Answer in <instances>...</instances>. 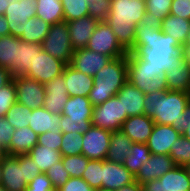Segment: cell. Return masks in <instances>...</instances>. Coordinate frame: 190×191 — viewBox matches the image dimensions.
<instances>
[{"label":"cell","mask_w":190,"mask_h":191,"mask_svg":"<svg viewBox=\"0 0 190 191\" xmlns=\"http://www.w3.org/2000/svg\"><path fill=\"white\" fill-rule=\"evenodd\" d=\"M146 65L167 72L175 64H187L182 45L160 29V23L148 19L136 26L134 47L129 51Z\"/></svg>","instance_id":"obj_1"},{"label":"cell","mask_w":190,"mask_h":191,"mask_svg":"<svg viewBox=\"0 0 190 191\" xmlns=\"http://www.w3.org/2000/svg\"><path fill=\"white\" fill-rule=\"evenodd\" d=\"M145 7L144 0H111L106 22L127 52L134 47L136 26L147 19Z\"/></svg>","instance_id":"obj_2"},{"label":"cell","mask_w":190,"mask_h":191,"mask_svg":"<svg viewBox=\"0 0 190 191\" xmlns=\"http://www.w3.org/2000/svg\"><path fill=\"white\" fill-rule=\"evenodd\" d=\"M189 103L187 92L156 91L144 95V114L156 124L174 126L180 130V118Z\"/></svg>","instance_id":"obj_3"},{"label":"cell","mask_w":190,"mask_h":191,"mask_svg":"<svg viewBox=\"0 0 190 191\" xmlns=\"http://www.w3.org/2000/svg\"><path fill=\"white\" fill-rule=\"evenodd\" d=\"M127 56L111 59L108 64L94 75V83L88 99L98 106L115 96L128 82Z\"/></svg>","instance_id":"obj_4"},{"label":"cell","mask_w":190,"mask_h":191,"mask_svg":"<svg viewBox=\"0 0 190 191\" xmlns=\"http://www.w3.org/2000/svg\"><path fill=\"white\" fill-rule=\"evenodd\" d=\"M41 171L29 154L8 155L1 165V187L7 191H26L28 183Z\"/></svg>","instance_id":"obj_5"},{"label":"cell","mask_w":190,"mask_h":191,"mask_svg":"<svg viewBox=\"0 0 190 191\" xmlns=\"http://www.w3.org/2000/svg\"><path fill=\"white\" fill-rule=\"evenodd\" d=\"M127 72L128 82L144 94L168 90L166 72L146 65V61L137 58L132 52L127 53Z\"/></svg>","instance_id":"obj_6"},{"label":"cell","mask_w":190,"mask_h":191,"mask_svg":"<svg viewBox=\"0 0 190 191\" xmlns=\"http://www.w3.org/2000/svg\"><path fill=\"white\" fill-rule=\"evenodd\" d=\"M93 108L88 97L69 96L59 121L60 132L84 134L91 126Z\"/></svg>","instance_id":"obj_7"},{"label":"cell","mask_w":190,"mask_h":191,"mask_svg":"<svg viewBox=\"0 0 190 191\" xmlns=\"http://www.w3.org/2000/svg\"><path fill=\"white\" fill-rule=\"evenodd\" d=\"M42 48L53 57L70 64L75 49L70 41V32L66 21L51 25L42 43Z\"/></svg>","instance_id":"obj_8"},{"label":"cell","mask_w":190,"mask_h":191,"mask_svg":"<svg viewBox=\"0 0 190 191\" xmlns=\"http://www.w3.org/2000/svg\"><path fill=\"white\" fill-rule=\"evenodd\" d=\"M127 118V113H123L122 103L113 96L104 103L94 106L91 125L114 132L121 129Z\"/></svg>","instance_id":"obj_9"},{"label":"cell","mask_w":190,"mask_h":191,"mask_svg":"<svg viewBox=\"0 0 190 191\" xmlns=\"http://www.w3.org/2000/svg\"><path fill=\"white\" fill-rule=\"evenodd\" d=\"M86 48L96 53L108 55L112 59L127 56L128 53L117 41L111 26L106 21L98 22Z\"/></svg>","instance_id":"obj_10"},{"label":"cell","mask_w":190,"mask_h":191,"mask_svg":"<svg viewBox=\"0 0 190 191\" xmlns=\"http://www.w3.org/2000/svg\"><path fill=\"white\" fill-rule=\"evenodd\" d=\"M66 65L65 62L53 57L42 49L41 51H36L33 65L30 66L25 76L44 85L55 77L62 75Z\"/></svg>","instance_id":"obj_11"},{"label":"cell","mask_w":190,"mask_h":191,"mask_svg":"<svg viewBox=\"0 0 190 191\" xmlns=\"http://www.w3.org/2000/svg\"><path fill=\"white\" fill-rule=\"evenodd\" d=\"M16 101L30 109L43 107L45 88L40 82L25 75L13 77Z\"/></svg>","instance_id":"obj_12"},{"label":"cell","mask_w":190,"mask_h":191,"mask_svg":"<svg viewBox=\"0 0 190 191\" xmlns=\"http://www.w3.org/2000/svg\"><path fill=\"white\" fill-rule=\"evenodd\" d=\"M37 0H9L4 16L9 24L10 35L20 37L26 20L36 16Z\"/></svg>","instance_id":"obj_13"},{"label":"cell","mask_w":190,"mask_h":191,"mask_svg":"<svg viewBox=\"0 0 190 191\" xmlns=\"http://www.w3.org/2000/svg\"><path fill=\"white\" fill-rule=\"evenodd\" d=\"M111 131L91 125L83 134L82 155L88 159L105 160Z\"/></svg>","instance_id":"obj_14"},{"label":"cell","mask_w":190,"mask_h":191,"mask_svg":"<svg viewBox=\"0 0 190 191\" xmlns=\"http://www.w3.org/2000/svg\"><path fill=\"white\" fill-rule=\"evenodd\" d=\"M111 59L108 55L96 53L85 47L74 51L69 65L79 72L94 77Z\"/></svg>","instance_id":"obj_15"},{"label":"cell","mask_w":190,"mask_h":191,"mask_svg":"<svg viewBox=\"0 0 190 191\" xmlns=\"http://www.w3.org/2000/svg\"><path fill=\"white\" fill-rule=\"evenodd\" d=\"M176 165L170 155L151 154L149 160L145 161L140 167L135 181L140 185L148 181L159 179L166 172L174 168Z\"/></svg>","instance_id":"obj_16"},{"label":"cell","mask_w":190,"mask_h":191,"mask_svg":"<svg viewBox=\"0 0 190 191\" xmlns=\"http://www.w3.org/2000/svg\"><path fill=\"white\" fill-rule=\"evenodd\" d=\"M181 135L182 133L174 126L155 123L146 145L151 154L170 155L171 145Z\"/></svg>","instance_id":"obj_17"},{"label":"cell","mask_w":190,"mask_h":191,"mask_svg":"<svg viewBox=\"0 0 190 191\" xmlns=\"http://www.w3.org/2000/svg\"><path fill=\"white\" fill-rule=\"evenodd\" d=\"M135 182V176L121 163L102 160V188L118 190Z\"/></svg>","instance_id":"obj_18"},{"label":"cell","mask_w":190,"mask_h":191,"mask_svg":"<svg viewBox=\"0 0 190 191\" xmlns=\"http://www.w3.org/2000/svg\"><path fill=\"white\" fill-rule=\"evenodd\" d=\"M45 100L43 107L53 114H62L64 106L69 99L65 85V77L60 75L44 84Z\"/></svg>","instance_id":"obj_19"},{"label":"cell","mask_w":190,"mask_h":191,"mask_svg":"<svg viewBox=\"0 0 190 191\" xmlns=\"http://www.w3.org/2000/svg\"><path fill=\"white\" fill-rule=\"evenodd\" d=\"M155 122L145 114L128 117L122 124V131L134 143L146 144Z\"/></svg>","instance_id":"obj_20"},{"label":"cell","mask_w":190,"mask_h":191,"mask_svg":"<svg viewBox=\"0 0 190 191\" xmlns=\"http://www.w3.org/2000/svg\"><path fill=\"white\" fill-rule=\"evenodd\" d=\"M42 44L19 40L16 43V61L9 68L13 77L25 75L35 60L36 51H41Z\"/></svg>","instance_id":"obj_21"},{"label":"cell","mask_w":190,"mask_h":191,"mask_svg":"<svg viewBox=\"0 0 190 191\" xmlns=\"http://www.w3.org/2000/svg\"><path fill=\"white\" fill-rule=\"evenodd\" d=\"M98 22L99 21L93 19L91 16L66 21L70 32V41L75 50L87 46Z\"/></svg>","instance_id":"obj_22"},{"label":"cell","mask_w":190,"mask_h":191,"mask_svg":"<svg viewBox=\"0 0 190 191\" xmlns=\"http://www.w3.org/2000/svg\"><path fill=\"white\" fill-rule=\"evenodd\" d=\"M65 77V85L69 96L88 97L94 83V77L77 71L67 64L63 74Z\"/></svg>","instance_id":"obj_23"},{"label":"cell","mask_w":190,"mask_h":191,"mask_svg":"<svg viewBox=\"0 0 190 191\" xmlns=\"http://www.w3.org/2000/svg\"><path fill=\"white\" fill-rule=\"evenodd\" d=\"M144 93L127 82L115 95L123 106V113L128 117L144 114Z\"/></svg>","instance_id":"obj_24"},{"label":"cell","mask_w":190,"mask_h":191,"mask_svg":"<svg viewBox=\"0 0 190 191\" xmlns=\"http://www.w3.org/2000/svg\"><path fill=\"white\" fill-rule=\"evenodd\" d=\"M60 118V114H53L44 107L35 108L32 109L28 126L38 135L50 130L60 132Z\"/></svg>","instance_id":"obj_25"},{"label":"cell","mask_w":190,"mask_h":191,"mask_svg":"<svg viewBox=\"0 0 190 191\" xmlns=\"http://www.w3.org/2000/svg\"><path fill=\"white\" fill-rule=\"evenodd\" d=\"M10 147L6 150L10 156L28 154L36 144H38L39 135L29 126L15 129L11 136Z\"/></svg>","instance_id":"obj_26"},{"label":"cell","mask_w":190,"mask_h":191,"mask_svg":"<svg viewBox=\"0 0 190 191\" xmlns=\"http://www.w3.org/2000/svg\"><path fill=\"white\" fill-rule=\"evenodd\" d=\"M132 144V140L122 129L112 132L105 160L123 164Z\"/></svg>","instance_id":"obj_27"},{"label":"cell","mask_w":190,"mask_h":191,"mask_svg":"<svg viewBox=\"0 0 190 191\" xmlns=\"http://www.w3.org/2000/svg\"><path fill=\"white\" fill-rule=\"evenodd\" d=\"M165 191H190V177L185 166H175L159 178Z\"/></svg>","instance_id":"obj_28"},{"label":"cell","mask_w":190,"mask_h":191,"mask_svg":"<svg viewBox=\"0 0 190 191\" xmlns=\"http://www.w3.org/2000/svg\"><path fill=\"white\" fill-rule=\"evenodd\" d=\"M168 90L188 92L190 89V69L187 64H175L166 72Z\"/></svg>","instance_id":"obj_29"},{"label":"cell","mask_w":190,"mask_h":191,"mask_svg":"<svg viewBox=\"0 0 190 191\" xmlns=\"http://www.w3.org/2000/svg\"><path fill=\"white\" fill-rule=\"evenodd\" d=\"M50 27L49 23L39 17L29 18L22 26V35L19 38L30 43L42 44Z\"/></svg>","instance_id":"obj_30"},{"label":"cell","mask_w":190,"mask_h":191,"mask_svg":"<svg viewBox=\"0 0 190 191\" xmlns=\"http://www.w3.org/2000/svg\"><path fill=\"white\" fill-rule=\"evenodd\" d=\"M190 27V20L179 16L169 14L160 23V29L174 39L178 40L181 45L186 41Z\"/></svg>","instance_id":"obj_31"},{"label":"cell","mask_w":190,"mask_h":191,"mask_svg":"<svg viewBox=\"0 0 190 191\" xmlns=\"http://www.w3.org/2000/svg\"><path fill=\"white\" fill-rule=\"evenodd\" d=\"M29 156L35 161L38 168L42 173H46L47 170L57 162H60L62 155L54 148H49L40 144H36L28 152Z\"/></svg>","instance_id":"obj_32"},{"label":"cell","mask_w":190,"mask_h":191,"mask_svg":"<svg viewBox=\"0 0 190 191\" xmlns=\"http://www.w3.org/2000/svg\"><path fill=\"white\" fill-rule=\"evenodd\" d=\"M36 17L50 25L64 21L61 0H37Z\"/></svg>","instance_id":"obj_33"},{"label":"cell","mask_w":190,"mask_h":191,"mask_svg":"<svg viewBox=\"0 0 190 191\" xmlns=\"http://www.w3.org/2000/svg\"><path fill=\"white\" fill-rule=\"evenodd\" d=\"M150 156L151 152L146 144L133 142L123 165L136 176L140 167L149 160Z\"/></svg>","instance_id":"obj_34"},{"label":"cell","mask_w":190,"mask_h":191,"mask_svg":"<svg viewBox=\"0 0 190 191\" xmlns=\"http://www.w3.org/2000/svg\"><path fill=\"white\" fill-rule=\"evenodd\" d=\"M19 40L12 35L0 36V66L9 69L16 61V43Z\"/></svg>","instance_id":"obj_35"},{"label":"cell","mask_w":190,"mask_h":191,"mask_svg":"<svg viewBox=\"0 0 190 191\" xmlns=\"http://www.w3.org/2000/svg\"><path fill=\"white\" fill-rule=\"evenodd\" d=\"M32 114V109L26 107L17 101L13 106L7 111L5 119L15 128L19 129L22 127H27L30 121V115Z\"/></svg>","instance_id":"obj_36"},{"label":"cell","mask_w":190,"mask_h":191,"mask_svg":"<svg viewBox=\"0 0 190 191\" xmlns=\"http://www.w3.org/2000/svg\"><path fill=\"white\" fill-rule=\"evenodd\" d=\"M172 0H146V16L150 21L161 23L170 14Z\"/></svg>","instance_id":"obj_37"},{"label":"cell","mask_w":190,"mask_h":191,"mask_svg":"<svg viewBox=\"0 0 190 191\" xmlns=\"http://www.w3.org/2000/svg\"><path fill=\"white\" fill-rule=\"evenodd\" d=\"M170 157L175 165L186 166L190 164V141L181 135L179 139L171 145Z\"/></svg>","instance_id":"obj_38"},{"label":"cell","mask_w":190,"mask_h":191,"mask_svg":"<svg viewBox=\"0 0 190 191\" xmlns=\"http://www.w3.org/2000/svg\"><path fill=\"white\" fill-rule=\"evenodd\" d=\"M64 11V21L76 20L89 16L87 0H61Z\"/></svg>","instance_id":"obj_39"},{"label":"cell","mask_w":190,"mask_h":191,"mask_svg":"<svg viewBox=\"0 0 190 191\" xmlns=\"http://www.w3.org/2000/svg\"><path fill=\"white\" fill-rule=\"evenodd\" d=\"M83 134L77 132L62 133V143L60 154L62 156H71L82 154Z\"/></svg>","instance_id":"obj_40"},{"label":"cell","mask_w":190,"mask_h":191,"mask_svg":"<svg viewBox=\"0 0 190 191\" xmlns=\"http://www.w3.org/2000/svg\"><path fill=\"white\" fill-rule=\"evenodd\" d=\"M86 156L79 155H71V156H62V163L66 171L69 173L70 177H80L82 178V174L85 171L88 162Z\"/></svg>","instance_id":"obj_41"},{"label":"cell","mask_w":190,"mask_h":191,"mask_svg":"<svg viewBox=\"0 0 190 191\" xmlns=\"http://www.w3.org/2000/svg\"><path fill=\"white\" fill-rule=\"evenodd\" d=\"M82 178L95 190L102 187V160L90 159Z\"/></svg>","instance_id":"obj_42"},{"label":"cell","mask_w":190,"mask_h":191,"mask_svg":"<svg viewBox=\"0 0 190 191\" xmlns=\"http://www.w3.org/2000/svg\"><path fill=\"white\" fill-rule=\"evenodd\" d=\"M16 102V88L14 80L0 89V118L5 117L7 111Z\"/></svg>","instance_id":"obj_43"},{"label":"cell","mask_w":190,"mask_h":191,"mask_svg":"<svg viewBox=\"0 0 190 191\" xmlns=\"http://www.w3.org/2000/svg\"><path fill=\"white\" fill-rule=\"evenodd\" d=\"M46 175L51 180V183L55 190L64 185L70 178V175L64 168L62 161L52 165L47 170Z\"/></svg>","instance_id":"obj_44"},{"label":"cell","mask_w":190,"mask_h":191,"mask_svg":"<svg viewBox=\"0 0 190 191\" xmlns=\"http://www.w3.org/2000/svg\"><path fill=\"white\" fill-rule=\"evenodd\" d=\"M88 10L89 16L93 19L99 22L106 21L111 10V0L94 1L93 3H89Z\"/></svg>","instance_id":"obj_45"},{"label":"cell","mask_w":190,"mask_h":191,"mask_svg":"<svg viewBox=\"0 0 190 191\" xmlns=\"http://www.w3.org/2000/svg\"><path fill=\"white\" fill-rule=\"evenodd\" d=\"M26 191H55L46 173H40L27 185Z\"/></svg>","instance_id":"obj_46"},{"label":"cell","mask_w":190,"mask_h":191,"mask_svg":"<svg viewBox=\"0 0 190 191\" xmlns=\"http://www.w3.org/2000/svg\"><path fill=\"white\" fill-rule=\"evenodd\" d=\"M61 143H62L61 132H52L50 130L46 133L39 134L38 144L40 145H43L49 148H54V150L60 152Z\"/></svg>","instance_id":"obj_47"},{"label":"cell","mask_w":190,"mask_h":191,"mask_svg":"<svg viewBox=\"0 0 190 191\" xmlns=\"http://www.w3.org/2000/svg\"><path fill=\"white\" fill-rule=\"evenodd\" d=\"M15 132V128L5 119L0 118V148L7 150L10 147L11 136Z\"/></svg>","instance_id":"obj_48"},{"label":"cell","mask_w":190,"mask_h":191,"mask_svg":"<svg viewBox=\"0 0 190 191\" xmlns=\"http://www.w3.org/2000/svg\"><path fill=\"white\" fill-rule=\"evenodd\" d=\"M57 191H94V189L83 178L70 177Z\"/></svg>","instance_id":"obj_49"},{"label":"cell","mask_w":190,"mask_h":191,"mask_svg":"<svg viewBox=\"0 0 190 191\" xmlns=\"http://www.w3.org/2000/svg\"><path fill=\"white\" fill-rule=\"evenodd\" d=\"M170 14L190 20V0H172Z\"/></svg>","instance_id":"obj_50"},{"label":"cell","mask_w":190,"mask_h":191,"mask_svg":"<svg viewBox=\"0 0 190 191\" xmlns=\"http://www.w3.org/2000/svg\"><path fill=\"white\" fill-rule=\"evenodd\" d=\"M143 191H165L163 181L155 179L142 185Z\"/></svg>","instance_id":"obj_51"},{"label":"cell","mask_w":190,"mask_h":191,"mask_svg":"<svg viewBox=\"0 0 190 191\" xmlns=\"http://www.w3.org/2000/svg\"><path fill=\"white\" fill-rule=\"evenodd\" d=\"M13 80V76L8 68L0 66V89Z\"/></svg>","instance_id":"obj_52"},{"label":"cell","mask_w":190,"mask_h":191,"mask_svg":"<svg viewBox=\"0 0 190 191\" xmlns=\"http://www.w3.org/2000/svg\"><path fill=\"white\" fill-rule=\"evenodd\" d=\"M10 35L9 24L4 15L0 14V36Z\"/></svg>","instance_id":"obj_53"},{"label":"cell","mask_w":190,"mask_h":191,"mask_svg":"<svg viewBox=\"0 0 190 191\" xmlns=\"http://www.w3.org/2000/svg\"><path fill=\"white\" fill-rule=\"evenodd\" d=\"M184 124H190V103L186 106L180 118V129Z\"/></svg>","instance_id":"obj_54"},{"label":"cell","mask_w":190,"mask_h":191,"mask_svg":"<svg viewBox=\"0 0 190 191\" xmlns=\"http://www.w3.org/2000/svg\"><path fill=\"white\" fill-rule=\"evenodd\" d=\"M115 191H143V188H142V185H140L139 183L135 181L131 184L124 185L123 187Z\"/></svg>","instance_id":"obj_55"},{"label":"cell","mask_w":190,"mask_h":191,"mask_svg":"<svg viewBox=\"0 0 190 191\" xmlns=\"http://www.w3.org/2000/svg\"><path fill=\"white\" fill-rule=\"evenodd\" d=\"M179 131L190 141V124H184Z\"/></svg>","instance_id":"obj_56"},{"label":"cell","mask_w":190,"mask_h":191,"mask_svg":"<svg viewBox=\"0 0 190 191\" xmlns=\"http://www.w3.org/2000/svg\"><path fill=\"white\" fill-rule=\"evenodd\" d=\"M182 50H183V52L185 54L190 50V27H189V31H188V35H187L186 41L182 45Z\"/></svg>","instance_id":"obj_57"},{"label":"cell","mask_w":190,"mask_h":191,"mask_svg":"<svg viewBox=\"0 0 190 191\" xmlns=\"http://www.w3.org/2000/svg\"><path fill=\"white\" fill-rule=\"evenodd\" d=\"M7 6H9V0H0V14L4 15Z\"/></svg>","instance_id":"obj_58"},{"label":"cell","mask_w":190,"mask_h":191,"mask_svg":"<svg viewBox=\"0 0 190 191\" xmlns=\"http://www.w3.org/2000/svg\"><path fill=\"white\" fill-rule=\"evenodd\" d=\"M8 156L7 151L3 148H0V165L3 164L5 158Z\"/></svg>","instance_id":"obj_59"},{"label":"cell","mask_w":190,"mask_h":191,"mask_svg":"<svg viewBox=\"0 0 190 191\" xmlns=\"http://www.w3.org/2000/svg\"><path fill=\"white\" fill-rule=\"evenodd\" d=\"M186 59L190 69V50L186 53Z\"/></svg>","instance_id":"obj_60"},{"label":"cell","mask_w":190,"mask_h":191,"mask_svg":"<svg viewBox=\"0 0 190 191\" xmlns=\"http://www.w3.org/2000/svg\"><path fill=\"white\" fill-rule=\"evenodd\" d=\"M94 191H113V190H110V189H105V188H99V189H95Z\"/></svg>","instance_id":"obj_61"},{"label":"cell","mask_w":190,"mask_h":191,"mask_svg":"<svg viewBox=\"0 0 190 191\" xmlns=\"http://www.w3.org/2000/svg\"><path fill=\"white\" fill-rule=\"evenodd\" d=\"M185 167H186L188 174H189V177H190V164L186 165Z\"/></svg>","instance_id":"obj_62"},{"label":"cell","mask_w":190,"mask_h":191,"mask_svg":"<svg viewBox=\"0 0 190 191\" xmlns=\"http://www.w3.org/2000/svg\"><path fill=\"white\" fill-rule=\"evenodd\" d=\"M87 1H88V3H93L94 1L98 2V1H103V0H87Z\"/></svg>","instance_id":"obj_63"},{"label":"cell","mask_w":190,"mask_h":191,"mask_svg":"<svg viewBox=\"0 0 190 191\" xmlns=\"http://www.w3.org/2000/svg\"><path fill=\"white\" fill-rule=\"evenodd\" d=\"M188 97H189V103H190V89L188 90Z\"/></svg>","instance_id":"obj_64"},{"label":"cell","mask_w":190,"mask_h":191,"mask_svg":"<svg viewBox=\"0 0 190 191\" xmlns=\"http://www.w3.org/2000/svg\"><path fill=\"white\" fill-rule=\"evenodd\" d=\"M0 191H7V190L0 186Z\"/></svg>","instance_id":"obj_65"},{"label":"cell","mask_w":190,"mask_h":191,"mask_svg":"<svg viewBox=\"0 0 190 191\" xmlns=\"http://www.w3.org/2000/svg\"><path fill=\"white\" fill-rule=\"evenodd\" d=\"M0 185H1V165H0Z\"/></svg>","instance_id":"obj_66"}]
</instances>
